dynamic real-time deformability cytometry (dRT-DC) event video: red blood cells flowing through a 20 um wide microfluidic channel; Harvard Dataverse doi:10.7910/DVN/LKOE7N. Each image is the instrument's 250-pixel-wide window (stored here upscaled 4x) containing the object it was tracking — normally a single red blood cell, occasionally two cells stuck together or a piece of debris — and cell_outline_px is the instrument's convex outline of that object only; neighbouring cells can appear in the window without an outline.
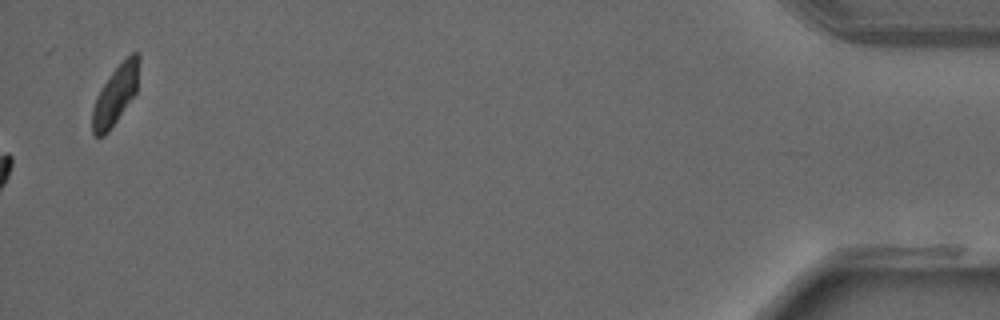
{"species": "common noctule bat (a hibernating species)", "species_latin": "Nyctalus noctula", "temperature_condition": "warm", "stored_images_in_passage": 41, "camera_frame_rate_fps": 3000, "um_per_image_px": 0.085, "animal": {"sex": "male", "forearm_length_mm": 52.5}, "frame": {"image": 1, "passage_image": 41, "time_ms": 13.333, "image_size_px": [1000, 320], "cell_outline_px": [[140, 60], [136, 92], [108, 132], [104, 136], [96, 136], [92, 132], [92, 108], [96, 96], [100, 88], [108, 76], [132, 52], [140, 52]], "centroid_in_image_um": [9.8, 8.05], "position_along_channel_um": 425.4, "area_um2": 16.01}}